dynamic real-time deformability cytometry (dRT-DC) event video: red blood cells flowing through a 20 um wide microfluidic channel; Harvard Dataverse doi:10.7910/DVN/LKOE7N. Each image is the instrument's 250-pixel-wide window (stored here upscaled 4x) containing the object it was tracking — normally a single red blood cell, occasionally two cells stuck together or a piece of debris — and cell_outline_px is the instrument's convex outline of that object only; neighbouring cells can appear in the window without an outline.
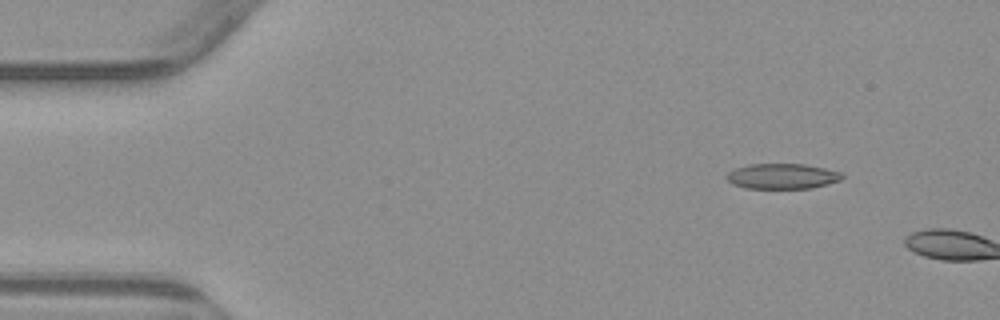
{"species": "common noctule bat (a hibernating species)", "species_latin": "Nyctalus noctula", "temperature_condition": "warm", "stored_images_in_passage": 2, "camera_frame_rate_fps": 3000, "um_per_image_px": 0.085, "animal": {"sex": "male", "body_mass_g": 23.1, "forearm_length_mm": 52.7}, "frame": {"image": 1, "passage_image": 1, "time_ms": 0.0, "image_size_px": [1000, 320], "cell_outline_px": [[844, 176], [840, 180], [828, 184], [812, 188], [744, 188], [732, 184], [724, 176], [728, 172], [736, 168], [748, 164], [804, 164], [844, 172]], "centroid_in_image_um": [66.5, 14.98], "position_along_channel_um": 18.5, "area_um2": 17.17}}